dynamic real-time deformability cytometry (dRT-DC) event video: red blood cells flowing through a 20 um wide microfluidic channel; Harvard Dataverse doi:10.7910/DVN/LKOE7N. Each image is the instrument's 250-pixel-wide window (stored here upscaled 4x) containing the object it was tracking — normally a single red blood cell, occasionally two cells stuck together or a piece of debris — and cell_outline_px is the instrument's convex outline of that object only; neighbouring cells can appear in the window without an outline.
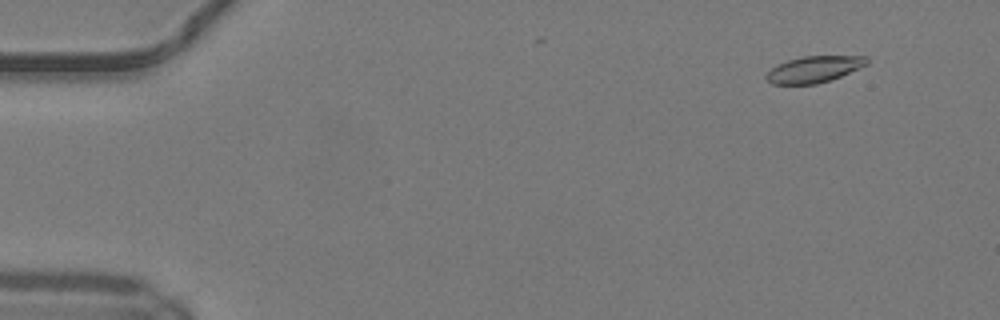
{"species": "common noctule bat (a hibernating species)", "species_latin": "Nyctalus noctula", "temperature_condition": "warm", "stored_images_in_passage": 9, "camera_frame_rate_fps": 3000, "um_per_image_px": 0.085, "animal": {"sex": "male", "body_mass_g": 19.2, "forearm_length_mm": 51.8}, "frame": {"image": 1, "passage_image": 5, "time_ms": 1.333, "image_size_px": [1000, 320], "cell_outline_px": [[868, 64], [840, 76], [816, 84], [772, 84], [764, 76], [776, 64], [788, 60], [804, 56], [868, 56]], "centroid_in_image_um": [69.18, 5.88], "position_along_channel_um": 15.8, "area_um2": 15.32}}